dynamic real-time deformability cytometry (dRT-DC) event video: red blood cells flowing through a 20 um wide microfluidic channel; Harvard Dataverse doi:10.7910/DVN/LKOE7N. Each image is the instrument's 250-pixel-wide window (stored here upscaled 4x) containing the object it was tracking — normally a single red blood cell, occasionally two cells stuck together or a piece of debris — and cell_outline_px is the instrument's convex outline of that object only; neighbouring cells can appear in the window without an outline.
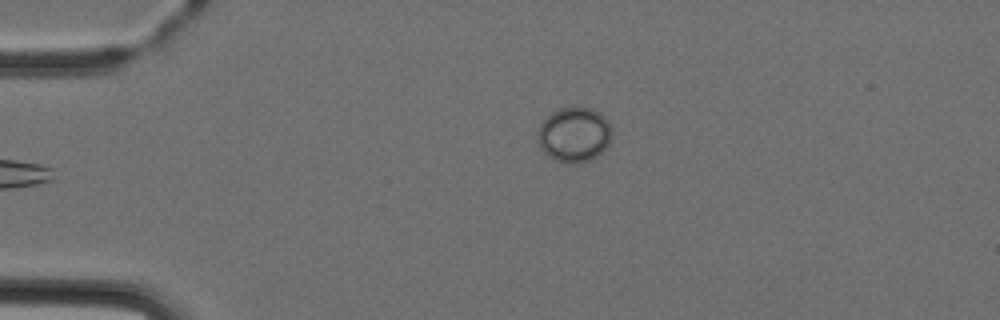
{"species": "Egyptian fruit bat (a non-hibernating species)", "species_latin": "Rousettus aegyptiacus", "temperature_condition": "cold", "stored_images_in_passage": 2, "camera_frame_rate_fps": 3000, "um_per_image_px": 0.085, "animal": {"sex": "female"}, "frame": {"image": 1, "passage_image": 1, "time_ms": 0.0, "image_size_px": [1000, 320], "cell_outline_px": [[612, 140], [592, 160], [576, 164], [572, 164], [556, 160], [548, 156], [540, 148], [536, 140], [536, 132], [540, 124], [552, 112], [560, 108], [592, 108], [600, 112], [608, 120], [612, 128]], "centroid_in_image_um": [48.8, 11.45], "position_along_channel_um": 36.2, "area_um2": 24.04}}